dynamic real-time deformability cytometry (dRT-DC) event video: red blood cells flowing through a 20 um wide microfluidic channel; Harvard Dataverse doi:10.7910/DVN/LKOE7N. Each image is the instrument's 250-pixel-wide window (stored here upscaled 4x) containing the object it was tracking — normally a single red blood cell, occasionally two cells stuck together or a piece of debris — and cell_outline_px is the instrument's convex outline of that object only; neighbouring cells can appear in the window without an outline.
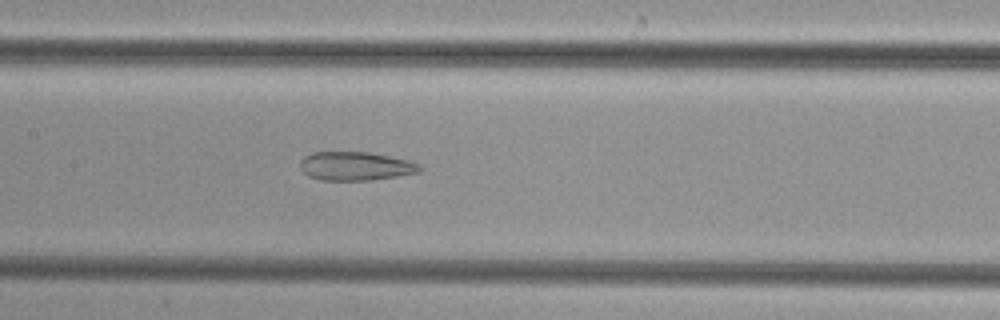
{"species": "common noctule bat (a hibernating species)", "species_latin": "Nyctalus noctula", "temperature_condition": "cold", "stored_images_in_passage": 36, "camera_frame_rate_fps": 3000, "um_per_image_px": 0.085, "animal": {"sex": "female", "body_mass_g": 29.2, "forearm_length_mm": 56.3}, "frame": {"image": 1, "passage_image": 11, "time_ms": 3.333, "image_size_px": [1000, 320], "cell_outline_px": [[424, 168], [420, 172], [372, 180], [320, 180], [308, 176], [300, 168], [300, 160], [304, 156], [312, 152], [368, 152], [412, 160], [420, 164]], "centroid_in_image_um": [30.25, 14.11], "position_along_channel_um": 177.1, "area_um2": 20.23}}
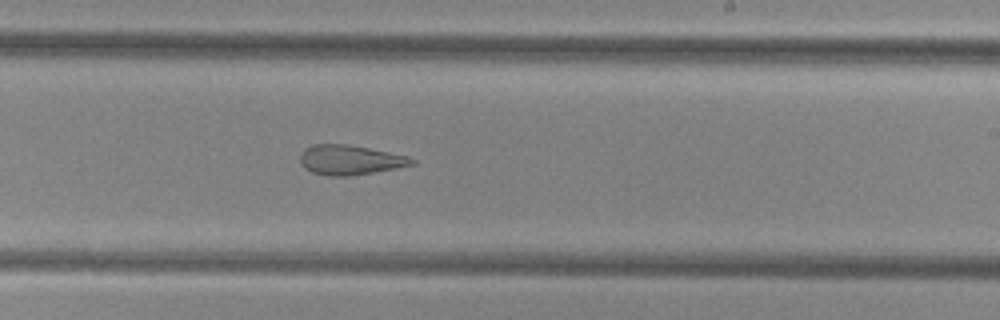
{"frame": {"image": 2, "passage_image": 17, "time_ms": 5.333, "image_size_px": [1000, 320], "cell_outline_px": [[416, 164], [396, 168], [352, 176], [328, 176], [312, 172], [304, 168], [300, 160], [300, 156], [304, 148], [312, 144], [348, 144], [408, 156], [416, 160]], "centroid_in_image_um": [29.74, 13.59], "position_along_channel_um": 259.3, "area_um2": 19.42}}
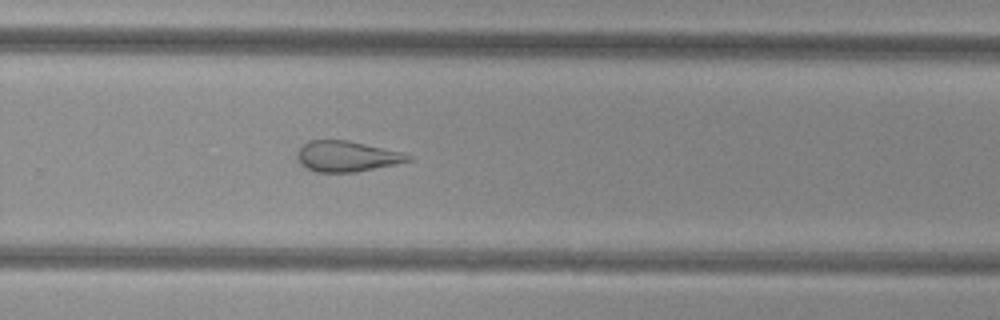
{"frame": {"image": 3, "passage_image": 20, "time_ms": 6.333, "image_size_px": [1000, 320], "cell_outline_px": [[412, 160], [396, 164], [356, 172], [316, 172], [300, 164], [296, 156], [296, 152], [308, 140], [348, 140], [400, 152], [412, 156]], "centroid_in_image_um": [29.45, 13.29], "position_along_channel_um": 300.4, "area_um2": 19.71}}